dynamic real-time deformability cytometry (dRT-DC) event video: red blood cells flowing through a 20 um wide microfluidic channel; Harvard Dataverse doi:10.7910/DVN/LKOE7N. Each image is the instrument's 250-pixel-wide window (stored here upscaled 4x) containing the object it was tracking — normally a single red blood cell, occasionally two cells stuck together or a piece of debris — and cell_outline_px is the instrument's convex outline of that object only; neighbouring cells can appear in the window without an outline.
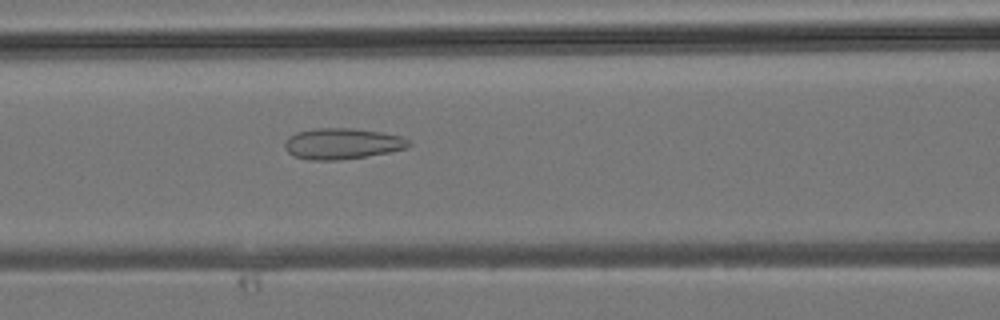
{"species": "common noctule bat (a hibernating species)", "species_latin": "Nyctalus noctula", "temperature_condition": "room temperature", "stored_images_in_passage": 26, "camera_frame_rate_fps": 3000, "um_per_image_px": 0.085, "animal": {"sex": "male", "body_mass_g": 19.2, "forearm_length_mm": 51.8}, "frame": {"image": 1, "passage_image": 7, "time_ms": 2.0, "image_size_px": [1000, 320], "cell_outline_px": [[412, 144], [408, 148], [392, 152], [340, 160], [308, 160], [292, 156], [284, 148], [284, 144], [288, 136], [296, 132], [316, 128], [352, 128], [380, 132], [404, 136]], "centroid_in_image_um": [29.09, 12.21], "position_along_channel_um": 137.5, "area_um2": 22.72}}
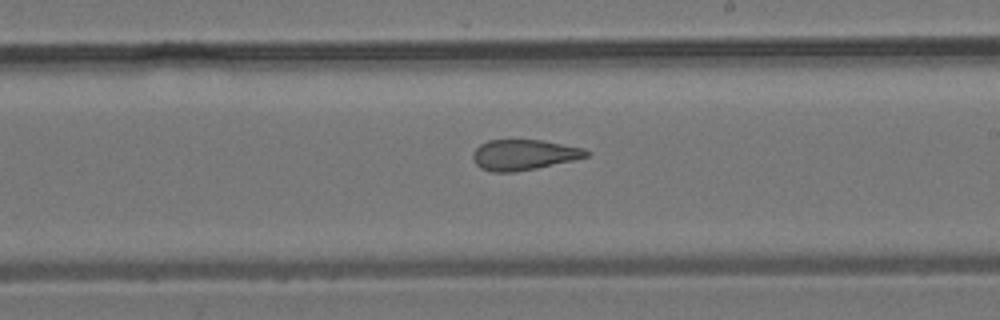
{"frame": {"image": 2, "passage_image": 13, "time_ms": 4.0, "image_size_px": [1000, 320], "cell_outline_px": [[592, 152], [588, 156], [572, 160], [536, 168], [516, 172], [492, 172], [480, 168], [476, 164], [472, 156], [472, 152], [480, 144], [488, 140], [544, 140], [584, 148]], "centroid_in_image_um": [44.52, 13.15], "position_along_channel_um": 244.5, "area_um2": 20.23}}
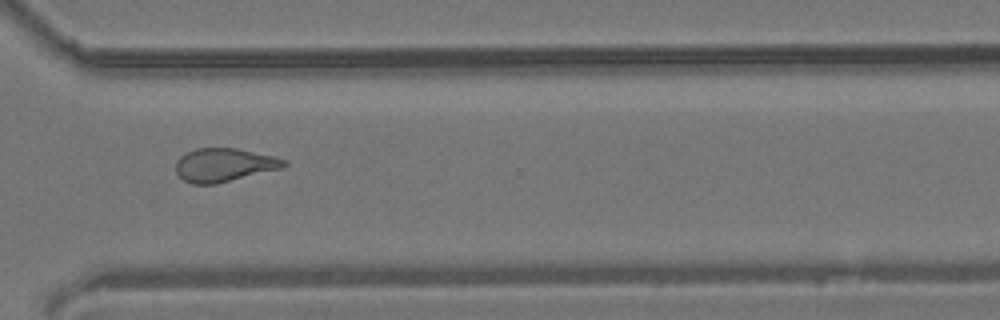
{"frame": {"image": 3, "passage_image": 19, "time_ms": 6.0, "image_size_px": [1000, 320], "cell_outline_px": [[288, 164], [280, 168], [216, 184], [192, 184], [184, 180], [176, 172], [176, 160], [180, 156], [196, 148], [236, 148], [276, 156], [288, 160]], "centroid_in_image_um": [19.05, 14.01], "position_along_channel_um": 351.5, "area_um2": 21.04}}